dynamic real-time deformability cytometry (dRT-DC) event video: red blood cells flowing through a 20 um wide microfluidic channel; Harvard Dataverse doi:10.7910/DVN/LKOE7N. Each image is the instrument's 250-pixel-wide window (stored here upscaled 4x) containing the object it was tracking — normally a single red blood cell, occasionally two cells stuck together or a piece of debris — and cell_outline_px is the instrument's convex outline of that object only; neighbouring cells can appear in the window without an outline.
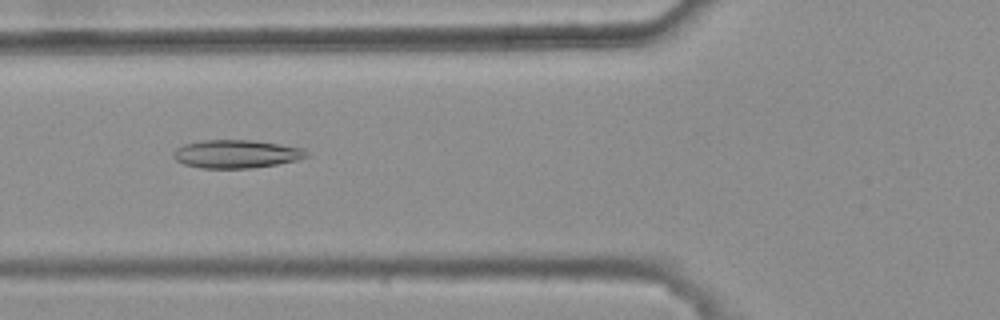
{"species": "common noctule bat (a hibernating species)", "species_latin": "Nyctalus noctula", "temperature_condition": "warm", "stored_images_in_passage": 6, "camera_frame_rate_fps": 3000, "um_per_image_px": 0.085, "animal": {"sex": "female", "body_mass_g": 25.1}, "frame": {"image": 1, "passage_image": 5, "time_ms": 1.333, "image_size_px": [1000, 320], "cell_outline_px": [[308, 156], [296, 160], [276, 164], [252, 168], [200, 168], [184, 164], [176, 160], [172, 156], [172, 152], [176, 148], [184, 144], [204, 140], [256, 140], [304, 148]], "centroid_in_image_um": [20.06, 13.08], "position_along_channel_um": 105.7, "area_um2": 21.91}}
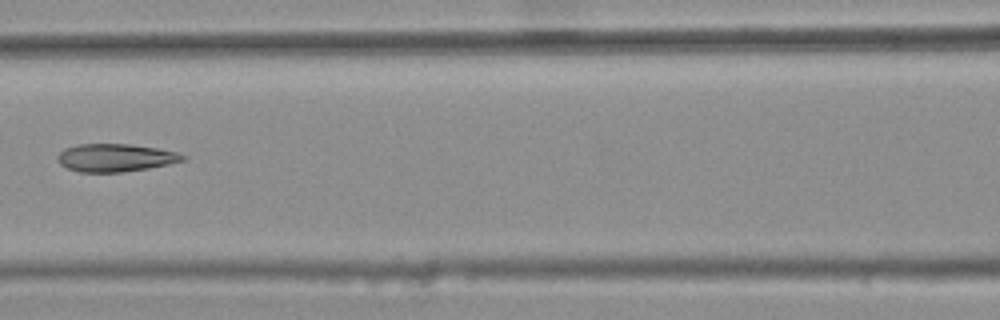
{"frame": {"image": 2, "passage_image": 6, "time_ms": 1.667, "image_size_px": [1000, 320], "cell_outline_px": [[188, 156], [184, 160], [168, 164], [148, 168], [120, 172], [80, 172], [68, 168], [60, 164], [56, 160], [56, 156], [64, 148], [76, 144], [132, 144], [180, 152]], "centroid_in_image_um": [9.8, 13.39], "position_along_channel_um": 156.8, "area_um2": 20.46}}